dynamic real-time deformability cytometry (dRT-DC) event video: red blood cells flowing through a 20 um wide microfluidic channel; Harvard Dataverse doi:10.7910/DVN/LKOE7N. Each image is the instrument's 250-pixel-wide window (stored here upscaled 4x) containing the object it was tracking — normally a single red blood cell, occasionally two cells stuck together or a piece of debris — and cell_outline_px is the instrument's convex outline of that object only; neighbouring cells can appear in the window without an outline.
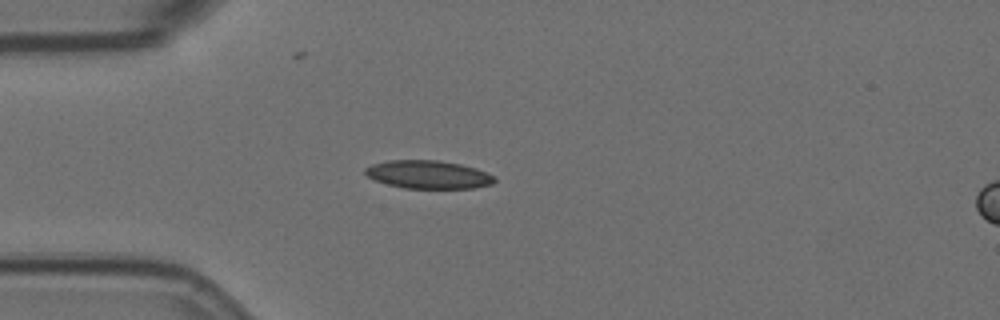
{"species": "Egyptian fruit bat (a non-hibernating species)", "species_latin": "Rousettus aegyptiacus", "temperature_condition": "room temperature", "stored_images_in_passage": 4, "segment_of_instrument_passage": [1, 2], "camera_frame_rate_fps": 3000, "um_per_image_px": 0.085, "animal": {"sex": "female"}, "frame": {"image": 1, "passage_image": 3, "time_ms": 0.667, "image_size_px": [1000, 320], "cell_outline_px": [[496, 180], [492, 184], [476, 188], [404, 188], [388, 184], [376, 180], [368, 176], [364, 172], [364, 168], [372, 164], [388, 160], [436, 160], [460, 164], [476, 168], [492, 176]], "centroid_in_image_um": [36.38, 14.83], "position_along_channel_um": 48.6, "area_um2": 21.04}}